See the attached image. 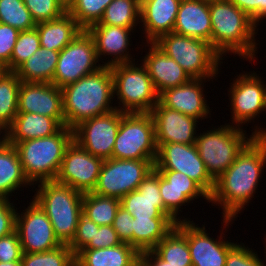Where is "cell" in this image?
<instances>
[{
	"label": "cell",
	"instance_id": "6da1fadb",
	"mask_svg": "<svg viewBox=\"0 0 266 266\" xmlns=\"http://www.w3.org/2000/svg\"><path fill=\"white\" fill-rule=\"evenodd\" d=\"M266 167V139L253 138L237 155L233 164L215 180L210 196L213 206L222 209L223 218L237 219L254 198L262 171Z\"/></svg>",
	"mask_w": 266,
	"mask_h": 266
},
{
	"label": "cell",
	"instance_id": "7a4b0ae2",
	"mask_svg": "<svg viewBox=\"0 0 266 266\" xmlns=\"http://www.w3.org/2000/svg\"><path fill=\"white\" fill-rule=\"evenodd\" d=\"M212 23L211 46L224 59L229 53L237 54L249 63H256L259 28L251 18L230 0L209 3ZM257 51V52H256Z\"/></svg>",
	"mask_w": 266,
	"mask_h": 266
},
{
	"label": "cell",
	"instance_id": "3957f363",
	"mask_svg": "<svg viewBox=\"0 0 266 266\" xmlns=\"http://www.w3.org/2000/svg\"><path fill=\"white\" fill-rule=\"evenodd\" d=\"M65 126L73 129L84 120L106 114L113 106V76L110 66L80 78L62 89Z\"/></svg>",
	"mask_w": 266,
	"mask_h": 266
},
{
	"label": "cell",
	"instance_id": "277c9868",
	"mask_svg": "<svg viewBox=\"0 0 266 266\" xmlns=\"http://www.w3.org/2000/svg\"><path fill=\"white\" fill-rule=\"evenodd\" d=\"M72 140L73 129L63 126L52 136L24 140L15 145L25 176L32 186L55 180Z\"/></svg>",
	"mask_w": 266,
	"mask_h": 266
},
{
	"label": "cell",
	"instance_id": "5b68a950",
	"mask_svg": "<svg viewBox=\"0 0 266 266\" xmlns=\"http://www.w3.org/2000/svg\"><path fill=\"white\" fill-rule=\"evenodd\" d=\"M37 186L33 200L45 211L57 239L69 245L76 235L84 194L55 180Z\"/></svg>",
	"mask_w": 266,
	"mask_h": 266
},
{
	"label": "cell",
	"instance_id": "8992f818",
	"mask_svg": "<svg viewBox=\"0 0 266 266\" xmlns=\"http://www.w3.org/2000/svg\"><path fill=\"white\" fill-rule=\"evenodd\" d=\"M174 59L192 79H216L223 58L209 42L179 35L174 32L162 35L154 42Z\"/></svg>",
	"mask_w": 266,
	"mask_h": 266
},
{
	"label": "cell",
	"instance_id": "52a82bcc",
	"mask_svg": "<svg viewBox=\"0 0 266 266\" xmlns=\"http://www.w3.org/2000/svg\"><path fill=\"white\" fill-rule=\"evenodd\" d=\"M212 127L210 130L199 133L195 145L199 156L203 160L210 176L216 180L236 160L237 155L254 138L249 136L244 127L230 125ZM249 136V137H248Z\"/></svg>",
	"mask_w": 266,
	"mask_h": 266
},
{
	"label": "cell",
	"instance_id": "ba28073f",
	"mask_svg": "<svg viewBox=\"0 0 266 266\" xmlns=\"http://www.w3.org/2000/svg\"><path fill=\"white\" fill-rule=\"evenodd\" d=\"M137 63L110 66L114 98L116 96L119 104L115 107L125 113H150L159 101V95L145 66Z\"/></svg>",
	"mask_w": 266,
	"mask_h": 266
},
{
	"label": "cell",
	"instance_id": "9c48e42d",
	"mask_svg": "<svg viewBox=\"0 0 266 266\" xmlns=\"http://www.w3.org/2000/svg\"><path fill=\"white\" fill-rule=\"evenodd\" d=\"M157 157L155 125L151 113H124L112 151V158L142 160Z\"/></svg>",
	"mask_w": 266,
	"mask_h": 266
},
{
	"label": "cell",
	"instance_id": "30bf717a",
	"mask_svg": "<svg viewBox=\"0 0 266 266\" xmlns=\"http://www.w3.org/2000/svg\"><path fill=\"white\" fill-rule=\"evenodd\" d=\"M154 163L153 159L104 160L93 193L121 199L138 189L139 184L154 169Z\"/></svg>",
	"mask_w": 266,
	"mask_h": 266
},
{
	"label": "cell",
	"instance_id": "8fae6325",
	"mask_svg": "<svg viewBox=\"0 0 266 266\" xmlns=\"http://www.w3.org/2000/svg\"><path fill=\"white\" fill-rule=\"evenodd\" d=\"M101 67L103 64L99 63L93 37L87 30H82L60 51L51 83L62 89Z\"/></svg>",
	"mask_w": 266,
	"mask_h": 266
},
{
	"label": "cell",
	"instance_id": "7c38bea8",
	"mask_svg": "<svg viewBox=\"0 0 266 266\" xmlns=\"http://www.w3.org/2000/svg\"><path fill=\"white\" fill-rule=\"evenodd\" d=\"M237 77V78H236ZM253 70L235 76L228 89L232 125L251 123L265 111L266 83ZM231 94V95H230ZM252 120V121H251Z\"/></svg>",
	"mask_w": 266,
	"mask_h": 266
},
{
	"label": "cell",
	"instance_id": "4fadbf2b",
	"mask_svg": "<svg viewBox=\"0 0 266 266\" xmlns=\"http://www.w3.org/2000/svg\"><path fill=\"white\" fill-rule=\"evenodd\" d=\"M157 145L156 170H173L187 175L209 196L215 188V180L208 173L195 144L164 143Z\"/></svg>",
	"mask_w": 266,
	"mask_h": 266
},
{
	"label": "cell",
	"instance_id": "5bb4252c",
	"mask_svg": "<svg viewBox=\"0 0 266 266\" xmlns=\"http://www.w3.org/2000/svg\"><path fill=\"white\" fill-rule=\"evenodd\" d=\"M222 230L217 238L209 237L210 233L205 226L199 227L192 221H180L175 226L186 236L190 250L192 266H225L228 250L235 244L226 240L223 230L236 221L232 218H223ZM225 223V224H224ZM224 237V238H223ZM225 239V240H223Z\"/></svg>",
	"mask_w": 266,
	"mask_h": 266
},
{
	"label": "cell",
	"instance_id": "9a60e30c",
	"mask_svg": "<svg viewBox=\"0 0 266 266\" xmlns=\"http://www.w3.org/2000/svg\"><path fill=\"white\" fill-rule=\"evenodd\" d=\"M117 109L82 121L73 128V140L93 156L103 160L112 158L121 117Z\"/></svg>",
	"mask_w": 266,
	"mask_h": 266
},
{
	"label": "cell",
	"instance_id": "2e32d148",
	"mask_svg": "<svg viewBox=\"0 0 266 266\" xmlns=\"http://www.w3.org/2000/svg\"><path fill=\"white\" fill-rule=\"evenodd\" d=\"M103 161L72 140L65 150L55 181L82 194L93 192Z\"/></svg>",
	"mask_w": 266,
	"mask_h": 266
},
{
	"label": "cell",
	"instance_id": "e0dca14e",
	"mask_svg": "<svg viewBox=\"0 0 266 266\" xmlns=\"http://www.w3.org/2000/svg\"><path fill=\"white\" fill-rule=\"evenodd\" d=\"M16 213V227L22 252L36 253L53 250L62 245L45 211L33 199L29 206Z\"/></svg>",
	"mask_w": 266,
	"mask_h": 266
},
{
	"label": "cell",
	"instance_id": "ac0fdd59",
	"mask_svg": "<svg viewBox=\"0 0 266 266\" xmlns=\"http://www.w3.org/2000/svg\"><path fill=\"white\" fill-rule=\"evenodd\" d=\"M18 113L45 115L65 126L62 90L52 83L21 82Z\"/></svg>",
	"mask_w": 266,
	"mask_h": 266
},
{
	"label": "cell",
	"instance_id": "d6986e66",
	"mask_svg": "<svg viewBox=\"0 0 266 266\" xmlns=\"http://www.w3.org/2000/svg\"><path fill=\"white\" fill-rule=\"evenodd\" d=\"M121 207L133 218H170L178 221L165 209L159 188V172L154 168L139 184L137 190L120 199Z\"/></svg>",
	"mask_w": 266,
	"mask_h": 266
},
{
	"label": "cell",
	"instance_id": "ffe728a7",
	"mask_svg": "<svg viewBox=\"0 0 266 266\" xmlns=\"http://www.w3.org/2000/svg\"><path fill=\"white\" fill-rule=\"evenodd\" d=\"M150 113L155 125L156 144H195L199 120L165 107L159 101Z\"/></svg>",
	"mask_w": 266,
	"mask_h": 266
},
{
	"label": "cell",
	"instance_id": "44dd1931",
	"mask_svg": "<svg viewBox=\"0 0 266 266\" xmlns=\"http://www.w3.org/2000/svg\"><path fill=\"white\" fill-rule=\"evenodd\" d=\"M87 31L94 39L97 57L99 62L104 63L103 66L129 63L136 60L129 53V50L131 51L129 49V46L131 47L130 42H132L131 38H133L131 35L136 29L112 25H92ZM106 56L108 61L106 59H104L105 62L102 61L101 59Z\"/></svg>",
	"mask_w": 266,
	"mask_h": 266
},
{
	"label": "cell",
	"instance_id": "7402d4cb",
	"mask_svg": "<svg viewBox=\"0 0 266 266\" xmlns=\"http://www.w3.org/2000/svg\"><path fill=\"white\" fill-rule=\"evenodd\" d=\"M211 79H191L181 86L165 90L159 95V102L168 108L174 109L184 115L197 120L212 117L204 94V84ZM205 82V83H204ZM206 99V100H205ZM209 115V116H208Z\"/></svg>",
	"mask_w": 266,
	"mask_h": 266
},
{
	"label": "cell",
	"instance_id": "603a6c76",
	"mask_svg": "<svg viewBox=\"0 0 266 266\" xmlns=\"http://www.w3.org/2000/svg\"><path fill=\"white\" fill-rule=\"evenodd\" d=\"M146 44H148L145 46L149 47V50L140 62L147 69L158 95L192 79L174 59L170 58L155 43Z\"/></svg>",
	"mask_w": 266,
	"mask_h": 266
},
{
	"label": "cell",
	"instance_id": "cb8c5ba5",
	"mask_svg": "<svg viewBox=\"0 0 266 266\" xmlns=\"http://www.w3.org/2000/svg\"><path fill=\"white\" fill-rule=\"evenodd\" d=\"M182 0H141L139 29L145 43H154L162 35L173 32ZM141 26V28H140Z\"/></svg>",
	"mask_w": 266,
	"mask_h": 266
},
{
	"label": "cell",
	"instance_id": "d4e9b609",
	"mask_svg": "<svg viewBox=\"0 0 266 266\" xmlns=\"http://www.w3.org/2000/svg\"><path fill=\"white\" fill-rule=\"evenodd\" d=\"M173 32L203 39L211 45L212 23L209 3L200 0H182Z\"/></svg>",
	"mask_w": 266,
	"mask_h": 266
},
{
	"label": "cell",
	"instance_id": "484cf974",
	"mask_svg": "<svg viewBox=\"0 0 266 266\" xmlns=\"http://www.w3.org/2000/svg\"><path fill=\"white\" fill-rule=\"evenodd\" d=\"M62 127L55 118L37 113H18L6 130V139L9 144L15 146L24 140L52 136Z\"/></svg>",
	"mask_w": 266,
	"mask_h": 266
},
{
	"label": "cell",
	"instance_id": "4316f807",
	"mask_svg": "<svg viewBox=\"0 0 266 266\" xmlns=\"http://www.w3.org/2000/svg\"><path fill=\"white\" fill-rule=\"evenodd\" d=\"M76 266H140V253L128 243L108 248L82 249L75 255Z\"/></svg>",
	"mask_w": 266,
	"mask_h": 266
},
{
	"label": "cell",
	"instance_id": "83f0119b",
	"mask_svg": "<svg viewBox=\"0 0 266 266\" xmlns=\"http://www.w3.org/2000/svg\"><path fill=\"white\" fill-rule=\"evenodd\" d=\"M31 185L25 176L16 147L6 141L0 147V199H10L15 191Z\"/></svg>",
	"mask_w": 266,
	"mask_h": 266
},
{
	"label": "cell",
	"instance_id": "f1b7e54d",
	"mask_svg": "<svg viewBox=\"0 0 266 266\" xmlns=\"http://www.w3.org/2000/svg\"><path fill=\"white\" fill-rule=\"evenodd\" d=\"M35 27L41 47L58 52L83 30L68 12L57 19L36 23Z\"/></svg>",
	"mask_w": 266,
	"mask_h": 266
},
{
	"label": "cell",
	"instance_id": "f546056e",
	"mask_svg": "<svg viewBox=\"0 0 266 266\" xmlns=\"http://www.w3.org/2000/svg\"><path fill=\"white\" fill-rule=\"evenodd\" d=\"M59 53L58 51L40 47L14 72L21 82L51 83L54 78Z\"/></svg>",
	"mask_w": 266,
	"mask_h": 266
},
{
	"label": "cell",
	"instance_id": "4dcf8cb0",
	"mask_svg": "<svg viewBox=\"0 0 266 266\" xmlns=\"http://www.w3.org/2000/svg\"><path fill=\"white\" fill-rule=\"evenodd\" d=\"M175 225L170 218H133V247L139 253L152 250Z\"/></svg>",
	"mask_w": 266,
	"mask_h": 266
},
{
	"label": "cell",
	"instance_id": "1f68e13d",
	"mask_svg": "<svg viewBox=\"0 0 266 266\" xmlns=\"http://www.w3.org/2000/svg\"><path fill=\"white\" fill-rule=\"evenodd\" d=\"M21 80L14 71L0 70V129L7 130L18 114Z\"/></svg>",
	"mask_w": 266,
	"mask_h": 266
},
{
	"label": "cell",
	"instance_id": "d6a6232c",
	"mask_svg": "<svg viewBox=\"0 0 266 266\" xmlns=\"http://www.w3.org/2000/svg\"><path fill=\"white\" fill-rule=\"evenodd\" d=\"M152 250L170 266H192L187 238L176 226Z\"/></svg>",
	"mask_w": 266,
	"mask_h": 266
},
{
	"label": "cell",
	"instance_id": "836d02e7",
	"mask_svg": "<svg viewBox=\"0 0 266 266\" xmlns=\"http://www.w3.org/2000/svg\"><path fill=\"white\" fill-rule=\"evenodd\" d=\"M141 0H113L104 10L101 20L93 25L137 28L140 25Z\"/></svg>",
	"mask_w": 266,
	"mask_h": 266
},
{
	"label": "cell",
	"instance_id": "e575fe53",
	"mask_svg": "<svg viewBox=\"0 0 266 266\" xmlns=\"http://www.w3.org/2000/svg\"><path fill=\"white\" fill-rule=\"evenodd\" d=\"M120 206V199L90 192L83 195L82 213L99 226L112 225Z\"/></svg>",
	"mask_w": 266,
	"mask_h": 266
},
{
	"label": "cell",
	"instance_id": "d590c367",
	"mask_svg": "<svg viewBox=\"0 0 266 266\" xmlns=\"http://www.w3.org/2000/svg\"><path fill=\"white\" fill-rule=\"evenodd\" d=\"M160 195L165 209L178 221H190L191 219L178 216L183 212L181 207L188 205L195 199L204 198L210 202V196L204 190H181L175 188H164V178L159 174ZM186 203V204H185ZM182 218V219H181Z\"/></svg>",
	"mask_w": 266,
	"mask_h": 266
},
{
	"label": "cell",
	"instance_id": "8d00e7d4",
	"mask_svg": "<svg viewBox=\"0 0 266 266\" xmlns=\"http://www.w3.org/2000/svg\"><path fill=\"white\" fill-rule=\"evenodd\" d=\"M113 0H73L67 12L75 19L78 25L87 30L98 23L104 10Z\"/></svg>",
	"mask_w": 266,
	"mask_h": 266
},
{
	"label": "cell",
	"instance_id": "74e56055",
	"mask_svg": "<svg viewBox=\"0 0 266 266\" xmlns=\"http://www.w3.org/2000/svg\"><path fill=\"white\" fill-rule=\"evenodd\" d=\"M22 266H76L75 254L68 245L46 252L22 253Z\"/></svg>",
	"mask_w": 266,
	"mask_h": 266
},
{
	"label": "cell",
	"instance_id": "f35d334b",
	"mask_svg": "<svg viewBox=\"0 0 266 266\" xmlns=\"http://www.w3.org/2000/svg\"><path fill=\"white\" fill-rule=\"evenodd\" d=\"M0 23L24 31L36 26L23 0H0Z\"/></svg>",
	"mask_w": 266,
	"mask_h": 266
},
{
	"label": "cell",
	"instance_id": "ab89813d",
	"mask_svg": "<svg viewBox=\"0 0 266 266\" xmlns=\"http://www.w3.org/2000/svg\"><path fill=\"white\" fill-rule=\"evenodd\" d=\"M41 47L36 27L20 31L10 60V71H15Z\"/></svg>",
	"mask_w": 266,
	"mask_h": 266
},
{
	"label": "cell",
	"instance_id": "60d3db41",
	"mask_svg": "<svg viewBox=\"0 0 266 266\" xmlns=\"http://www.w3.org/2000/svg\"><path fill=\"white\" fill-rule=\"evenodd\" d=\"M35 23L57 19L67 12L59 0H23Z\"/></svg>",
	"mask_w": 266,
	"mask_h": 266
},
{
	"label": "cell",
	"instance_id": "b9f144b4",
	"mask_svg": "<svg viewBox=\"0 0 266 266\" xmlns=\"http://www.w3.org/2000/svg\"><path fill=\"white\" fill-rule=\"evenodd\" d=\"M257 252L237 242L228 250L225 266H265Z\"/></svg>",
	"mask_w": 266,
	"mask_h": 266
},
{
	"label": "cell",
	"instance_id": "7bdbcfd3",
	"mask_svg": "<svg viewBox=\"0 0 266 266\" xmlns=\"http://www.w3.org/2000/svg\"><path fill=\"white\" fill-rule=\"evenodd\" d=\"M20 31L8 24L0 23V69L10 71L13 48Z\"/></svg>",
	"mask_w": 266,
	"mask_h": 266
},
{
	"label": "cell",
	"instance_id": "ee69618b",
	"mask_svg": "<svg viewBox=\"0 0 266 266\" xmlns=\"http://www.w3.org/2000/svg\"><path fill=\"white\" fill-rule=\"evenodd\" d=\"M95 228H99V225L82 213L78 221L76 235L74 236L72 242L68 245L75 255L91 240H94Z\"/></svg>",
	"mask_w": 266,
	"mask_h": 266
},
{
	"label": "cell",
	"instance_id": "f6af8a7d",
	"mask_svg": "<svg viewBox=\"0 0 266 266\" xmlns=\"http://www.w3.org/2000/svg\"><path fill=\"white\" fill-rule=\"evenodd\" d=\"M22 248L17 231L0 238V262L21 261Z\"/></svg>",
	"mask_w": 266,
	"mask_h": 266
},
{
	"label": "cell",
	"instance_id": "bcb514c9",
	"mask_svg": "<svg viewBox=\"0 0 266 266\" xmlns=\"http://www.w3.org/2000/svg\"><path fill=\"white\" fill-rule=\"evenodd\" d=\"M121 243L112 225H101L95 228L94 240H91L83 249L108 248Z\"/></svg>",
	"mask_w": 266,
	"mask_h": 266
},
{
	"label": "cell",
	"instance_id": "7dc6e473",
	"mask_svg": "<svg viewBox=\"0 0 266 266\" xmlns=\"http://www.w3.org/2000/svg\"><path fill=\"white\" fill-rule=\"evenodd\" d=\"M132 222V215L120 206L113 220L112 227L122 243H128L133 247Z\"/></svg>",
	"mask_w": 266,
	"mask_h": 266
},
{
	"label": "cell",
	"instance_id": "c3c4849f",
	"mask_svg": "<svg viewBox=\"0 0 266 266\" xmlns=\"http://www.w3.org/2000/svg\"><path fill=\"white\" fill-rule=\"evenodd\" d=\"M164 178V188L181 190H203L195 181L182 172L173 170H157Z\"/></svg>",
	"mask_w": 266,
	"mask_h": 266
},
{
	"label": "cell",
	"instance_id": "681fc988",
	"mask_svg": "<svg viewBox=\"0 0 266 266\" xmlns=\"http://www.w3.org/2000/svg\"><path fill=\"white\" fill-rule=\"evenodd\" d=\"M10 200L0 199V238L15 231L17 207Z\"/></svg>",
	"mask_w": 266,
	"mask_h": 266
},
{
	"label": "cell",
	"instance_id": "f907efd6",
	"mask_svg": "<svg viewBox=\"0 0 266 266\" xmlns=\"http://www.w3.org/2000/svg\"><path fill=\"white\" fill-rule=\"evenodd\" d=\"M236 7L245 12L256 26L261 23V0H230Z\"/></svg>",
	"mask_w": 266,
	"mask_h": 266
},
{
	"label": "cell",
	"instance_id": "816d5d0a",
	"mask_svg": "<svg viewBox=\"0 0 266 266\" xmlns=\"http://www.w3.org/2000/svg\"><path fill=\"white\" fill-rule=\"evenodd\" d=\"M140 266H170L162 260L153 250L140 253Z\"/></svg>",
	"mask_w": 266,
	"mask_h": 266
},
{
	"label": "cell",
	"instance_id": "f5cc1de1",
	"mask_svg": "<svg viewBox=\"0 0 266 266\" xmlns=\"http://www.w3.org/2000/svg\"><path fill=\"white\" fill-rule=\"evenodd\" d=\"M265 113H266V97H265ZM262 126H258L256 125L255 128L252 131L253 135H254V138H258V139H266V128L263 127L261 128ZM254 131V132H253Z\"/></svg>",
	"mask_w": 266,
	"mask_h": 266
},
{
	"label": "cell",
	"instance_id": "db71d44e",
	"mask_svg": "<svg viewBox=\"0 0 266 266\" xmlns=\"http://www.w3.org/2000/svg\"><path fill=\"white\" fill-rule=\"evenodd\" d=\"M266 19V0H261V23Z\"/></svg>",
	"mask_w": 266,
	"mask_h": 266
},
{
	"label": "cell",
	"instance_id": "11a10c76",
	"mask_svg": "<svg viewBox=\"0 0 266 266\" xmlns=\"http://www.w3.org/2000/svg\"><path fill=\"white\" fill-rule=\"evenodd\" d=\"M0 266H22L21 261H12V262H0Z\"/></svg>",
	"mask_w": 266,
	"mask_h": 266
},
{
	"label": "cell",
	"instance_id": "9f6ffc18",
	"mask_svg": "<svg viewBox=\"0 0 266 266\" xmlns=\"http://www.w3.org/2000/svg\"><path fill=\"white\" fill-rule=\"evenodd\" d=\"M2 134V135H1ZM7 141L6 139V131L0 129V147Z\"/></svg>",
	"mask_w": 266,
	"mask_h": 266
},
{
	"label": "cell",
	"instance_id": "6f0895ef",
	"mask_svg": "<svg viewBox=\"0 0 266 266\" xmlns=\"http://www.w3.org/2000/svg\"><path fill=\"white\" fill-rule=\"evenodd\" d=\"M66 8L73 2V0H59Z\"/></svg>",
	"mask_w": 266,
	"mask_h": 266
},
{
	"label": "cell",
	"instance_id": "680465c9",
	"mask_svg": "<svg viewBox=\"0 0 266 266\" xmlns=\"http://www.w3.org/2000/svg\"><path fill=\"white\" fill-rule=\"evenodd\" d=\"M200 1H203L205 3H213V2L221 1V0H200Z\"/></svg>",
	"mask_w": 266,
	"mask_h": 266
},
{
	"label": "cell",
	"instance_id": "91938a15",
	"mask_svg": "<svg viewBox=\"0 0 266 266\" xmlns=\"http://www.w3.org/2000/svg\"><path fill=\"white\" fill-rule=\"evenodd\" d=\"M265 238H266V236H265ZM264 243H266V239H265V242ZM265 249H264V253H265V256H266V245H265V247H264ZM264 259H266L265 257H264Z\"/></svg>",
	"mask_w": 266,
	"mask_h": 266
}]
</instances>
